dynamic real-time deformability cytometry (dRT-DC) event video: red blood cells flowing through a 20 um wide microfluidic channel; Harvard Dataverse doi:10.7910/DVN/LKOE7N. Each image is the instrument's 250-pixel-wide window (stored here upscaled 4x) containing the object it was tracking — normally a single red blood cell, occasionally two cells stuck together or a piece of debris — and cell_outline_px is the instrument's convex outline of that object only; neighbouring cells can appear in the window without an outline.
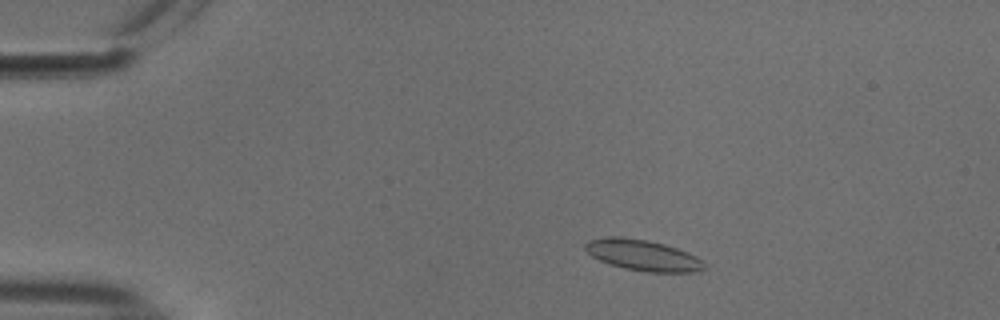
{"species": "common noctule bat (a hibernating species)", "species_latin": "Nyctalus noctula", "temperature_condition": "cold", "stored_images_in_passage": 52, "camera_frame_rate_fps": 3000, "um_per_image_px": 0.085, "animal": {"sex": "male", "body_mass_g": 18.8}, "frame": {"image": 1, "passage_image": 8, "time_ms": 2.333, "image_size_px": [1000, 320], "cell_outline_px": [[704, 268], [696, 272], [644, 272], [624, 268], [608, 264], [592, 256], [584, 248], [584, 244], [588, 240], [608, 236], [624, 236], [648, 240], [664, 244], [688, 252], [704, 260]], "centroid_in_image_um": [54.62, 21.68], "position_along_channel_um": 30.4, "area_um2": 21.68}}
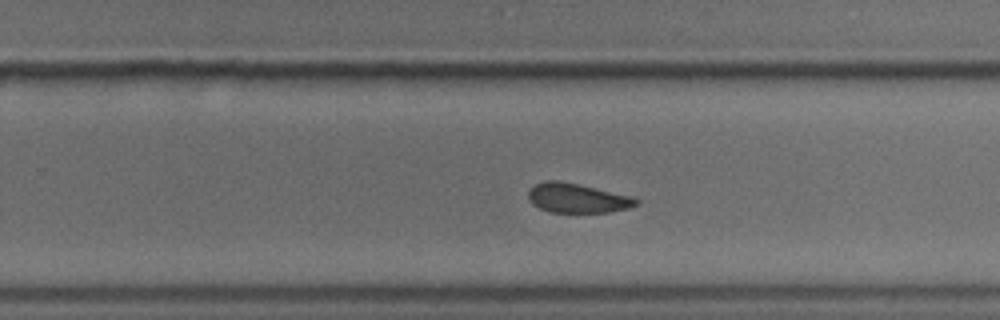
{"frame": {"image": 2, "passage_image": 33, "time_ms": 10.667, "image_size_px": [1000, 320], "cell_outline_px": [[640, 204], [628, 208], [608, 212], [548, 212], [532, 204], [528, 200], [528, 192], [536, 184], [544, 180], [556, 180], [576, 184], [632, 196], [640, 200]], "centroid_in_image_um": [49.07, 16.85], "position_along_channel_um": 280.7, "area_um2": 18.38}}
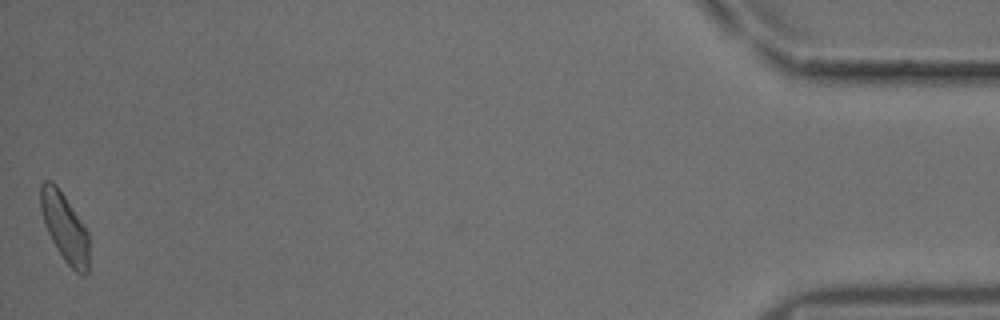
{"frame": {"image": 3, "passage_image": 52, "time_ms": 17.0, "image_size_px": [1000, 320], "cell_outline_px": [[88, 272], [84, 276], [80, 276], [64, 260], [52, 240], [44, 224], [40, 208], [40, 184], [44, 180], [52, 180], [56, 184], [88, 232]], "centroid_in_image_um": [5.48, 19.32], "position_along_channel_um": 429.7, "area_um2": 19.19}, "authors_computed_cell_mechanics": {"area_um2": 19.5942, "velocity_mm_per_s": 3.7391, "shape_relaxation_time_tau1_ms": null, "shape_relaxation_time_tau2_ms": 2.8707, "deformation_change_tau1": null, "deformation_change_tau2": 0.0892}}